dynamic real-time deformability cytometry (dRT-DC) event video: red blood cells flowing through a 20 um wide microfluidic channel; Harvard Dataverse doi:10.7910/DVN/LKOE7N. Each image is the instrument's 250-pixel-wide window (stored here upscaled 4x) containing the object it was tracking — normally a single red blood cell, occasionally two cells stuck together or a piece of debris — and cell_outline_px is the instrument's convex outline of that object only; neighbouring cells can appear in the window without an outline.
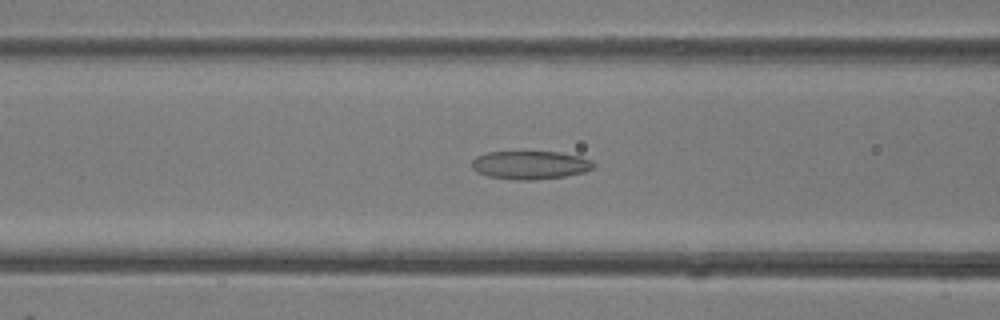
{"species": "common noctule bat (a hibernating species)", "species_latin": "Nyctalus noctula", "temperature_condition": "room temperature", "stored_images_in_passage": 36, "camera_frame_rate_fps": 3000, "um_per_image_px": 0.085, "animal": {"sex": "female"}, "frame": {"image": 1, "passage_image": 16, "time_ms": 5.0, "image_size_px": [1000, 320], "cell_outline_px": [[596, 164], [592, 168], [584, 172], [564, 176], [532, 180], [516, 180], [488, 176], [472, 168], [472, 160], [476, 156], [488, 152], [560, 152], [580, 156], [592, 160]], "centroid_in_image_um": [45.09, 14.02], "position_along_channel_um": 121.5, "area_um2": 20.0}}
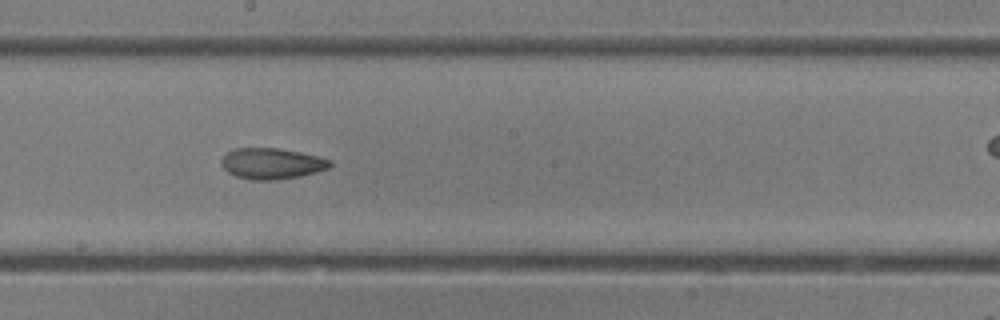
{"frame": {"image": 2, "passage_image": 22, "time_ms": 7.0, "image_size_px": [1000, 320], "cell_outline_px": [[332, 164], [328, 168], [316, 172], [300, 176], [272, 180], [252, 180], [236, 176], [228, 172], [220, 164], [220, 160], [228, 152], [236, 148], [280, 148], [320, 156], [332, 160]], "centroid_in_image_um": [23.11, 13.89], "position_along_channel_um": 225.1, "area_um2": 19.65}}
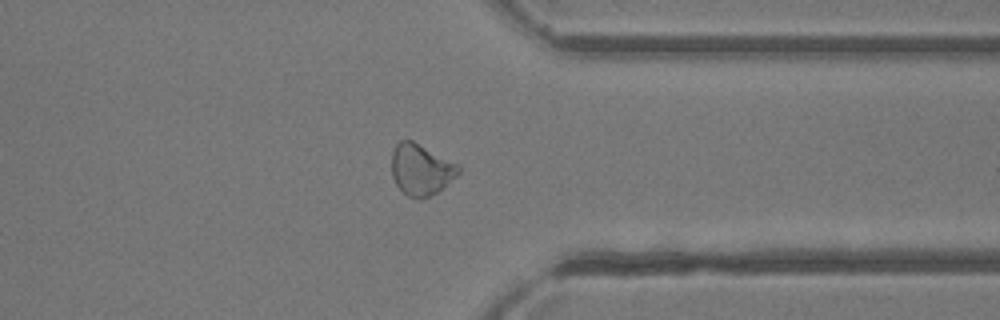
{"frame": {"image": 3, "passage_image": 31, "time_ms": 10.0, "image_size_px": [1000, 320], "cell_outline_px": [[460, 172], [456, 176], [436, 192], [420, 200], [408, 196], [396, 184], [392, 176], [392, 152], [396, 144], [400, 140], [412, 140], [456, 164], [460, 168]], "centroid_in_image_um": [35.74, 14.41], "position_along_channel_um": 375.7, "area_um2": 19.48}}